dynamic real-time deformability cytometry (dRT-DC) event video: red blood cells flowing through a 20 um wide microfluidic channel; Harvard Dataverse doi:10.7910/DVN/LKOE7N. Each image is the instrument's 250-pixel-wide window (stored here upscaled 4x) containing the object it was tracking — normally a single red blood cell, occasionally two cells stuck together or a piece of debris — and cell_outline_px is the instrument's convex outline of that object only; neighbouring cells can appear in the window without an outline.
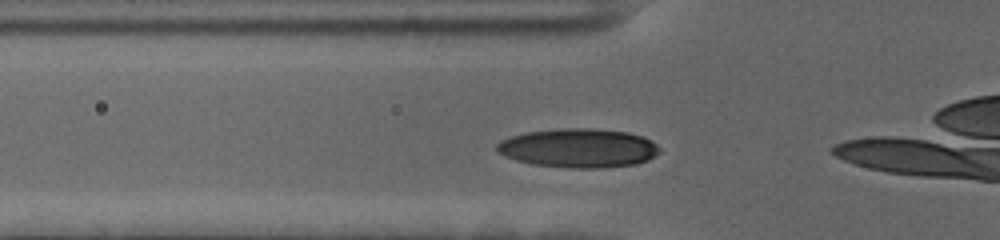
{"species": "human", "species_latin": "Homo sapiens", "temperature_condition": "cold", "stored_images_in_passage": 21, "camera_frame_rate_fps": 3000, "um_per_image_px": 0.085, "donor": {"sex": "female"}, "frame": {"image": 1, "passage_image": 15, "time_ms": 4.667, "image_size_px": [1000, 240], "cell_outline_px": [[660, 152], [648, 160], [636, 164], [600, 168], [568, 168], [532, 164], [516, 160], [504, 156], [496, 152], [496, 144], [500, 140], [512, 136], [528, 132], [560, 128], [588, 128], [628, 132], [652, 140], [660, 148]], "centroid_in_image_um": [49.16, 12.59], "position_along_channel_um": 76.6, "area_um2": 37.11}}
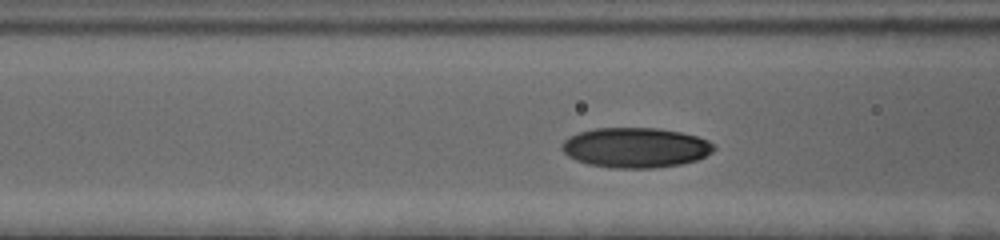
{"frame": {"image": 2, "passage_image": 18, "time_ms": 5.667, "image_size_px": [1000, 240], "cell_outline_px": [[716, 148], [712, 152], [696, 160], [680, 164], [656, 168], [608, 168], [588, 164], [576, 160], [568, 156], [560, 148], [560, 144], [568, 136], [592, 128], [660, 128], [680, 132], [696, 136], [708, 140], [716, 144]], "centroid_in_image_um": [54.0, 12.55], "position_along_channel_um": 112.6, "area_um2": 35.78}}